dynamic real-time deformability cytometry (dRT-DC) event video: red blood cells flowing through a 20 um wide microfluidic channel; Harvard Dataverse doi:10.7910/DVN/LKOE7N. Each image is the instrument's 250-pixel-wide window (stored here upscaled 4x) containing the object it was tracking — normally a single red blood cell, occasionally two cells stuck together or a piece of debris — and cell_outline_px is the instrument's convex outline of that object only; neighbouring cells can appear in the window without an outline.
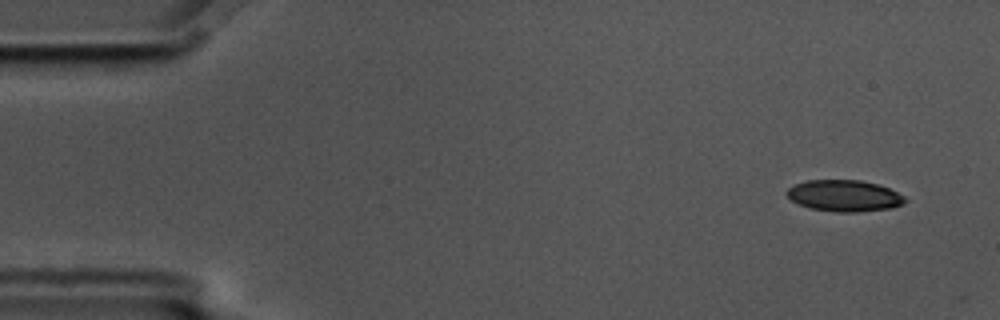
{"species": "common noctule bat (a hibernating species)", "species_latin": "Nyctalus noctula", "temperature_condition": "cold", "stored_images_in_passage": 9, "camera_frame_rate_fps": 3000, "um_per_image_px": 0.085, "animal": {"sex": "male", "body_mass_g": 17.5, "forearm_length_mm": 52.3}, "frame": {"image": 1, "passage_image": 1, "time_ms": 0.0, "image_size_px": [1000, 320], "cell_outline_px": [[908, 200], [904, 204], [892, 208], [856, 212], [836, 212], [812, 208], [800, 204], [792, 200], [784, 192], [788, 188], [796, 184], [808, 180], [860, 180], [880, 184], [904, 196]], "centroid_in_image_um": [71.8, 16.63], "position_along_channel_um": 13.2, "area_um2": 21.62}}
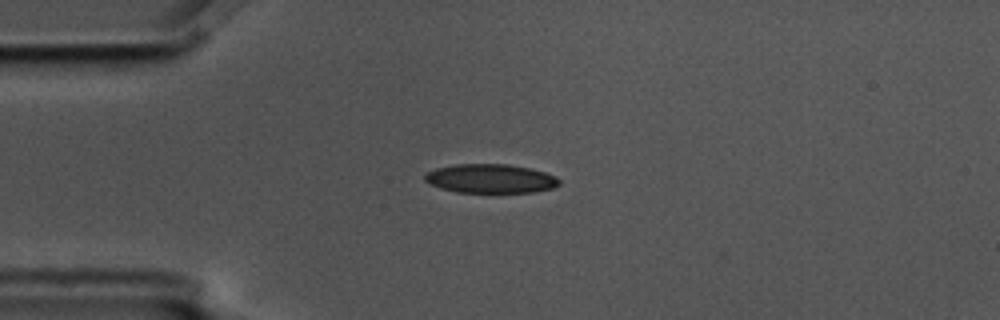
{"frame": {"image": 2, "passage_image": 4, "time_ms": 1.0, "image_size_px": [1000, 320], "cell_outline_px": [[560, 184], [552, 188], [536, 192], [456, 192], [440, 188], [424, 180], [424, 176], [428, 172], [436, 168], [456, 164], [508, 164], [528, 168], [544, 172], [556, 176], [560, 180]], "centroid_in_image_um": [41.71, 15.18], "position_along_channel_um": 43.3, "area_um2": 22.6}}